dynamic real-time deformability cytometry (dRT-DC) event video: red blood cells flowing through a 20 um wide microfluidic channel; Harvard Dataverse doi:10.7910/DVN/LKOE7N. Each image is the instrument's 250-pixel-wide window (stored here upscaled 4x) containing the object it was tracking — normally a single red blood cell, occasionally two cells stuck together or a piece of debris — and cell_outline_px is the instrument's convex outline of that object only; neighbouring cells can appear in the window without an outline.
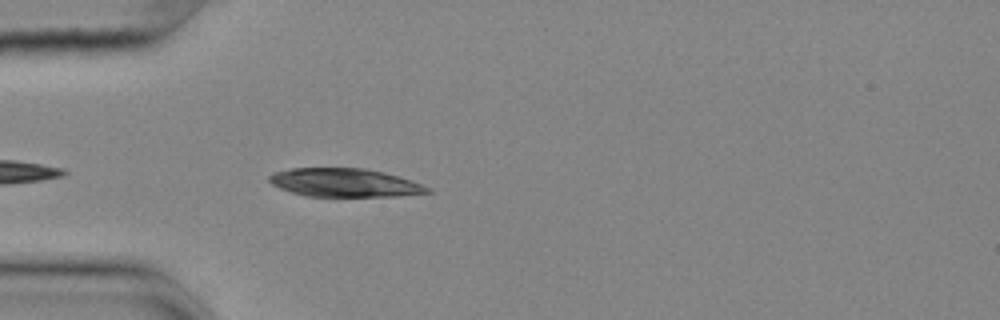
{"species": "common noctule bat (a hibernating species)", "species_latin": "Nyctalus noctula", "temperature_condition": "cold", "stored_images_in_passage": 9, "camera_frame_rate_fps": 3000, "um_per_image_px": 0.085, "animal": {"sex": "female", "body_mass_g": 25.1}, "frame": {"image": 1, "passage_image": 4, "time_ms": 1.0, "image_size_px": [1000, 320], "cell_outline_px": [[432, 192], [400, 196], [308, 196], [292, 192], [280, 188], [272, 184], [268, 180], [268, 176], [272, 172], [292, 168], [364, 168], [384, 172], [400, 176], [412, 180], [432, 188]], "centroid_in_image_um": [29.32, 15.52], "position_along_channel_um": 55.7, "area_um2": 26.36}}